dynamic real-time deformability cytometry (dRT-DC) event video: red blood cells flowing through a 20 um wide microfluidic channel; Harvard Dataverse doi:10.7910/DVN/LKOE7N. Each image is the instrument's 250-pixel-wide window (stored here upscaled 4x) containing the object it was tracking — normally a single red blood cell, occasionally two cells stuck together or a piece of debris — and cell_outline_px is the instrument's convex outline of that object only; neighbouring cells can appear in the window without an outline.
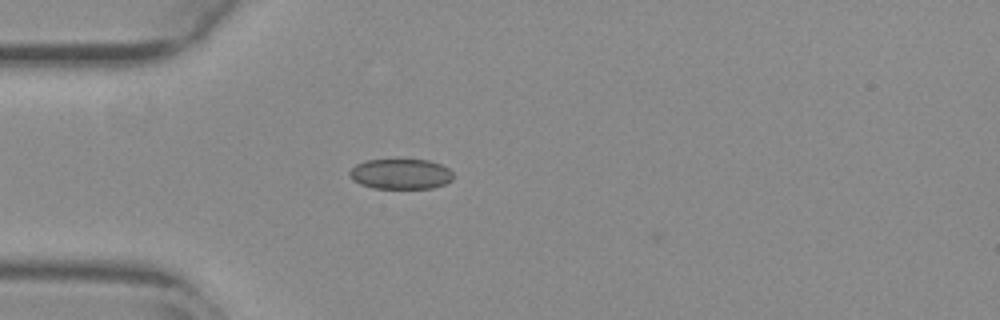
{"species": "common noctule bat (a hibernating species)", "species_latin": "Nyctalus noctula", "temperature_condition": "warm", "stored_images_in_passage": 41, "camera_frame_rate_fps": 3000, "um_per_image_px": 0.085, "animal": {"sex": "female", "body_mass_g": 29.2, "forearm_length_mm": 56.3}, "frame": {"image": 1, "passage_image": 2, "time_ms": 0.333, "image_size_px": [1000, 320], "cell_outline_px": [[452, 180], [444, 184], [432, 188], [372, 188], [360, 184], [352, 180], [348, 176], [348, 172], [356, 164], [368, 160], [396, 156], [428, 160], [440, 164], [448, 168], [452, 172]], "centroid_in_image_um": [34.02, 14.73], "position_along_channel_um": 51.0, "area_um2": 19.13}}
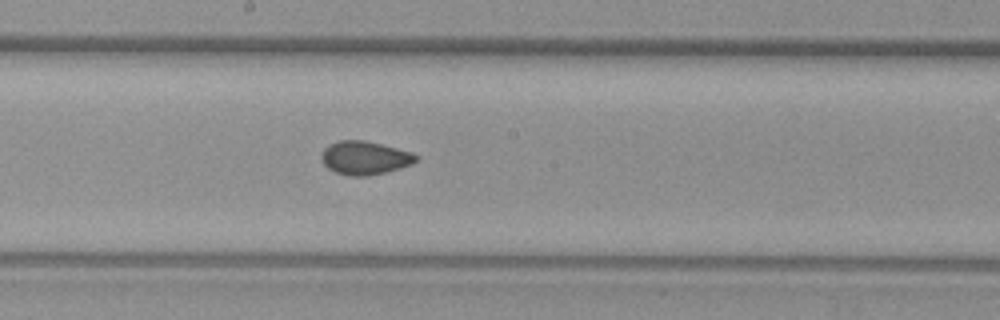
{"frame": {"image": 2, "passage_image": 16, "time_ms": 5.0, "image_size_px": [1000, 320], "cell_outline_px": [[420, 160], [412, 164], [400, 168], [368, 176], [348, 176], [336, 172], [328, 168], [320, 160], [320, 156], [324, 148], [328, 144], [340, 140], [364, 140], [412, 152], [420, 156]], "centroid_in_image_um": [31.01, 13.42], "position_along_channel_um": 217.2, "area_um2": 18.61}}
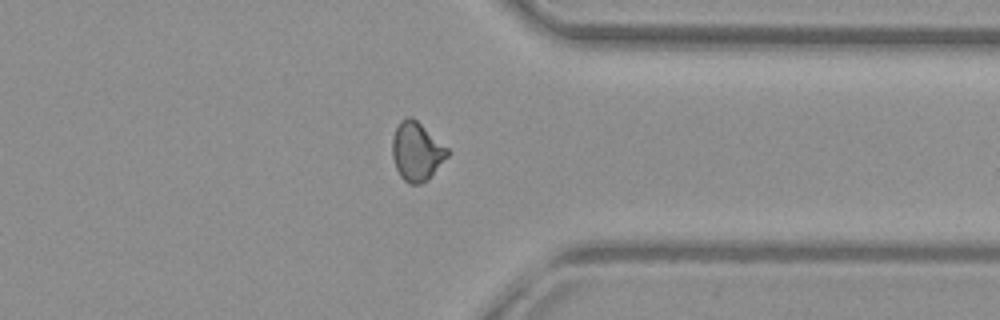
{"frame": {"image": 3, "passage_image": 29, "time_ms": 9.333, "image_size_px": [1000, 320], "cell_outline_px": [[448, 156], [428, 180], [420, 184], [408, 184], [400, 176], [396, 168], [392, 156], [392, 140], [396, 128], [400, 120], [408, 116], [412, 116], [448, 148]], "centroid_in_image_um": [35.4, 12.88], "position_along_channel_um": 376.0, "area_um2": 18.84}, "authors_computed_cell_mechanics": {"area_um2": 18.496, "velocity_mm_per_s": 3.7793, "shape_relaxation_time_tau1_ms": null, "shape_relaxation_time_tau2_ms": 1.2505, "deformation_change_tau1": null, "deformation_change_tau2": 0.048}}